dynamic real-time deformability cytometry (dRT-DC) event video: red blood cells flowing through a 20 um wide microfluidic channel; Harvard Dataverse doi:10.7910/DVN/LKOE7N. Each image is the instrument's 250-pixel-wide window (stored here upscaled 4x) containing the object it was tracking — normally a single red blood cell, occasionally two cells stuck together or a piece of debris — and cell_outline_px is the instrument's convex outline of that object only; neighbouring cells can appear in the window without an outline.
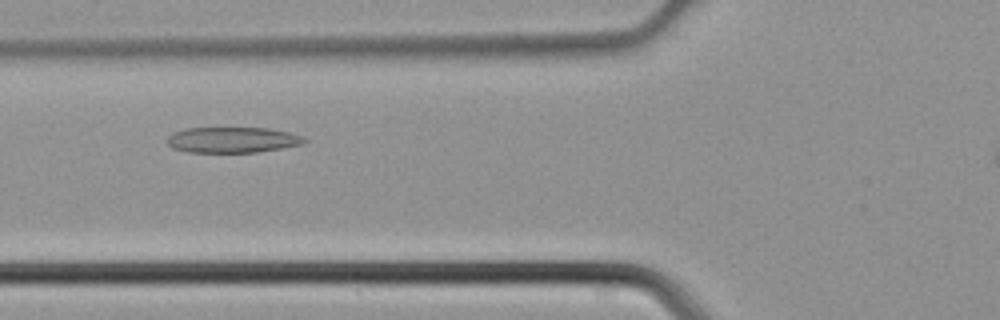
{"species": "common noctule bat (a hibernating species)", "species_latin": "Nyctalus noctula", "temperature_condition": "cold", "stored_images_in_passage": 28, "camera_frame_rate_fps": 3000, "um_per_image_px": 0.085, "animal": {"sex": "male", "body_mass_g": 21.5, "forearm_length_mm": 52.0}, "frame": {"image": 1, "passage_image": 4, "time_ms": 1.0, "image_size_px": [1000, 320], "cell_outline_px": [[308, 140], [304, 144], [256, 152], [188, 152], [172, 148], [168, 144], [168, 136], [172, 132], [184, 128], [268, 128], [288, 132], [304, 136]], "centroid_in_image_um": [19.76, 11.88], "position_along_channel_um": 106.0, "area_um2": 20.58}}
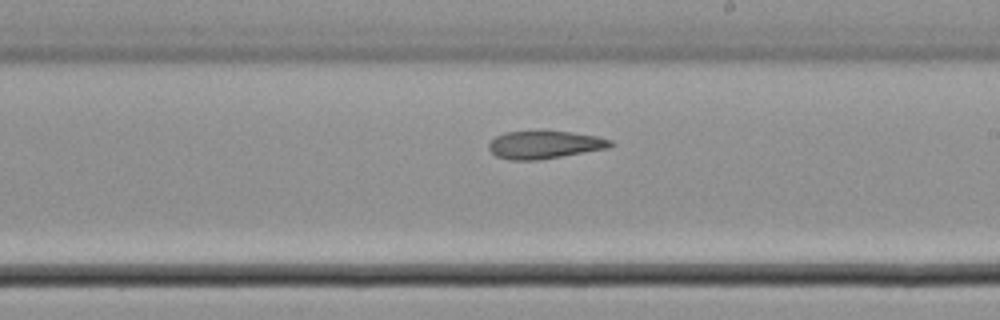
{"frame": {"image": 2, "passage_image": 13, "time_ms": 4.0, "image_size_px": [1000, 320], "cell_outline_px": [[616, 144], [608, 148], [536, 160], [508, 160], [496, 156], [488, 148], [488, 144], [496, 136], [504, 132], [544, 128], [572, 132], [596, 136], [612, 140]], "centroid_in_image_um": [46.27, 12.25], "position_along_channel_um": 242.7, "area_um2": 20.4}}
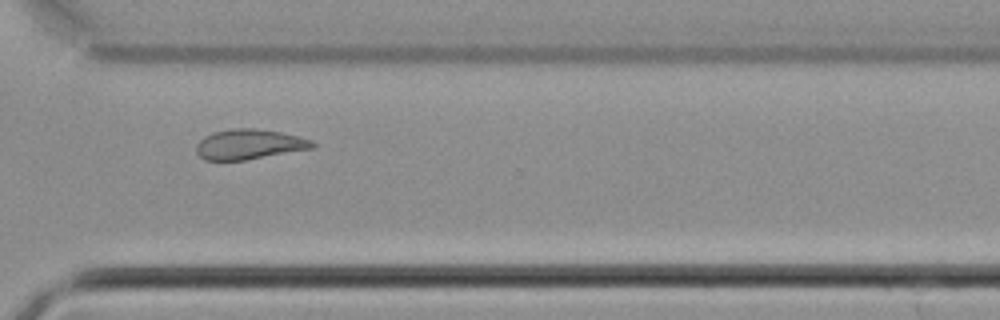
{"frame": {"image": 3, "passage_image": 20, "time_ms": 6.333, "image_size_px": [1000, 320], "cell_outline_px": [[316, 144], [312, 148], [244, 160], [204, 160], [196, 152], [196, 144], [204, 136], [212, 132], [232, 128], [252, 128], [280, 132], [312, 140]], "centroid_in_image_um": [21.13, 12.26], "position_along_channel_um": 349.5, "area_um2": 20.17}}